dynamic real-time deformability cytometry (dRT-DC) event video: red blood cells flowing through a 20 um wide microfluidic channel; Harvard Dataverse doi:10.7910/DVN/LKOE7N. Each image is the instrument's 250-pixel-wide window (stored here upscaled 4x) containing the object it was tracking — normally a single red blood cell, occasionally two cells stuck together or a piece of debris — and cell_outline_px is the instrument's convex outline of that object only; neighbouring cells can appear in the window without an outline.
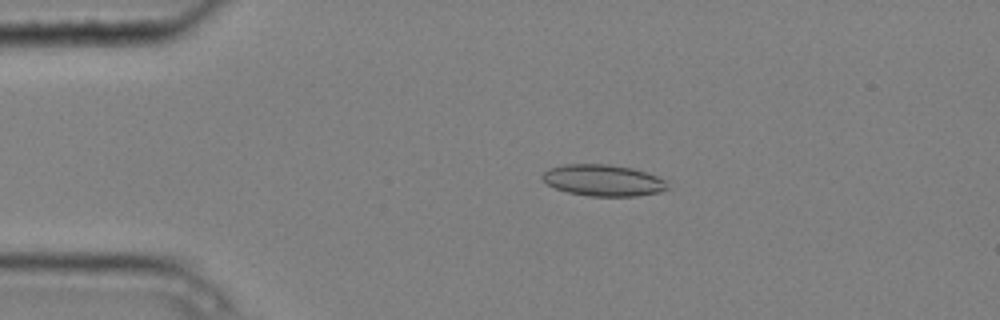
{"species": "common noctule bat (a hibernating species)", "species_latin": "Nyctalus noctula", "temperature_condition": "cold", "stored_images_in_passage": 3, "camera_frame_rate_fps": 3000, "um_per_image_px": 0.085, "animal": {"sex": "male", "body_mass_g": 20.4}, "frame": {"image": 1, "passage_image": 3, "time_ms": 0.667, "image_size_px": [1000, 320], "cell_outline_px": [[668, 188], [660, 192], [636, 196], [588, 196], [568, 192], [556, 188], [548, 184], [540, 176], [548, 168], [564, 164], [608, 164], [632, 168], [648, 172], [664, 180]], "centroid_in_image_um": [51.25, 15.32], "position_along_channel_um": 33.7, "area_um2": 22.89}}